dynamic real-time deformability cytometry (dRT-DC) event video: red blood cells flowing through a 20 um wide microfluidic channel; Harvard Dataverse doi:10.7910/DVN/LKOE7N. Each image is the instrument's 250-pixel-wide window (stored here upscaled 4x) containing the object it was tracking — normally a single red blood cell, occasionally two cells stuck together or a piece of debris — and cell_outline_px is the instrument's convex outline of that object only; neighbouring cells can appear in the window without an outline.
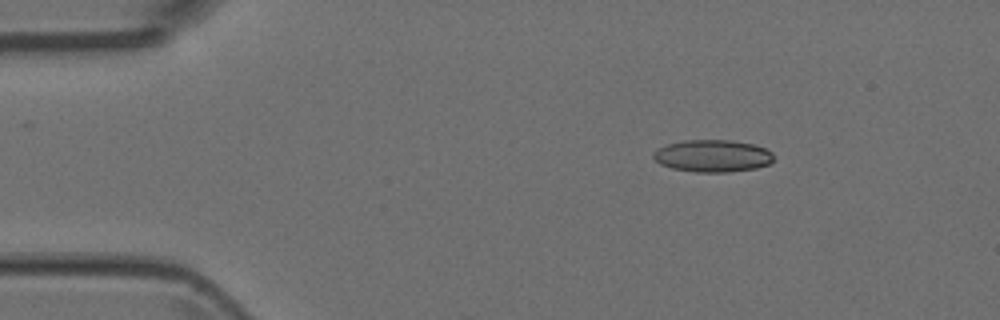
{"species": "Egyptian fruit bat (a non-hibernating species)", "species_latin": "Rousettus aegyptiacus", "temperature_condition": "room temperature", "stored_images_in_passage": 2, "camera_frame_rate_fps": 3000, "um_per_image_px": 0.085, "animal": {"sex": "female"}, "frame": {"image": 1, "passage_image": 1, "time_ms": 0.0, "image_size_px": [1000, 320], "cell_outline_px": [[772, 160], [768, 164], [756, 168], [728, 172], [696, 172], [672, 168], [660, 164], [652, 156], [652, 152], [656, 148], [668, 144], [684, 140], [732, 140], [752, 144], [764, 148], [772, 152]], "centroid_in_image_um": [60.53, 13.25], "position_along_channel_um": 24.5, "area_um2": 22.54}}